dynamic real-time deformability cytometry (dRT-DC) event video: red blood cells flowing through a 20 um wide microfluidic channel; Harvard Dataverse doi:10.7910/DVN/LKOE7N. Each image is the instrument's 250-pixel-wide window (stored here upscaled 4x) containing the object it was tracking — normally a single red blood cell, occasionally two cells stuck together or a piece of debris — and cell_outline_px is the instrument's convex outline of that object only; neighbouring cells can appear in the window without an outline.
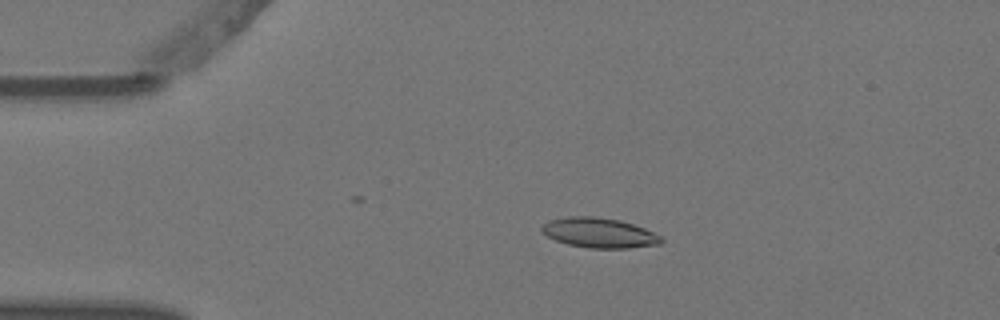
{"species": "Egyptian fruit bat (a non-hibernating species)", "species_latin": "Rousettus aegyptiacus", "temperature_condition": "warm", "stored_images_in_passage": 4, "camera_frame_rate_fps": 3000, "um_per_image_px": 0.085, "animal": {"sex": "female"}, "frame": {"image": 1, "passage_image": 3, "time_ms": 0.667, "image_size_px": [1000, 320], "cell_outline_px": [[664, 240], [660, 244], [628, 248], [588, 248], [568, 244], [556, 240], [548, 236], [540, 228], [544, 224], [552, 220], [568, 216], [592, 216], [620, 220], [644, 228], [660, 236]], "centroid_in_image_um": [50.95, 19.79], "position_along_channel_um": 34.1, "area_um2": 20.58}}